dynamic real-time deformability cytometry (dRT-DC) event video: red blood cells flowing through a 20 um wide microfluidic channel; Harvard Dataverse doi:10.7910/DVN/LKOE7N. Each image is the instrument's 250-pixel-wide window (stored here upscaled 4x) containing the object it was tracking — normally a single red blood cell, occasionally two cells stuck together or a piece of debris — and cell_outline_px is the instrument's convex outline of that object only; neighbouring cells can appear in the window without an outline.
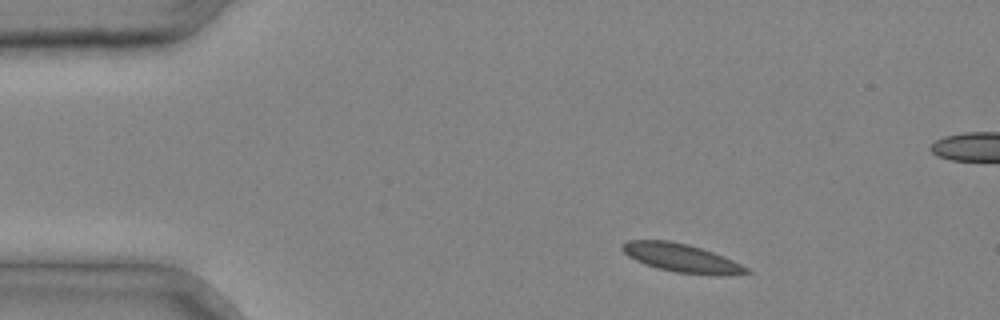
{"species": "common noctule bat (a hibernating species)", "species_latin": "Nyctalus noctula", "temperature_condition": "cold", "stored_images_in_passage": 2, "camera_frame_rate_fps": 3000, "um_per_image_px": 0.085, "animal": {"sex": "male", "body_mass_g": 20.4}, "frame": {"image": 1, "passage_image": 1, "time_ms": 0.0, "image_size_px": [1000, 320], "cell_outline_px": [[752, 272], [720, 276], [676, 272], [644, 264], [628, 256], [620, 248], [620, 244], [628, 240], [668, 240], [688, 244], [712, 252], [732, 260], [748, 268]], "centroid_in_image_um": [57.89, 21.92], "position_along_channel_um": 27.1, "area_um2": 20.4}}